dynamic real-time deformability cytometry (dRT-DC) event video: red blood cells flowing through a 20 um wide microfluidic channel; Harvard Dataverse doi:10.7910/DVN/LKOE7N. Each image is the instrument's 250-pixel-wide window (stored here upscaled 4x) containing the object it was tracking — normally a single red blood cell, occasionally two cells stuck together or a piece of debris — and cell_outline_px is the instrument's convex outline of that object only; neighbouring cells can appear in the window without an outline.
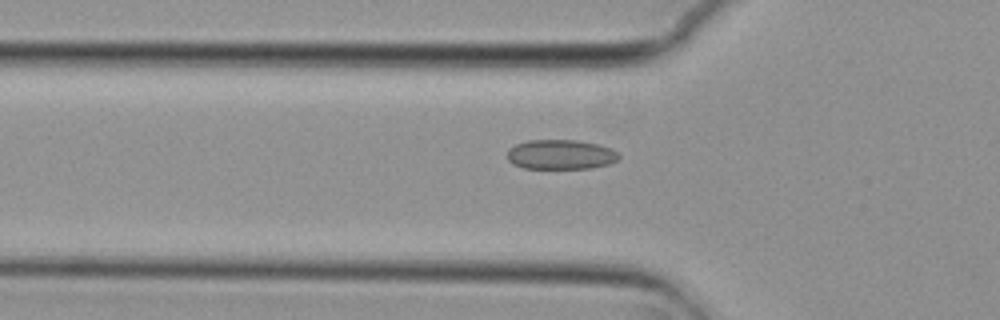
{"species": "common noctule bat (a hibernating species)", "species_latin": "Nyctalus noctula", "temperature_condition": "cold", "stored_images_in_passage": 19, "camera_frame_rate_fps": 3000, "um_per_image_px": 0.085, "animal": {"sex": "female", "body_mass_g": 29.2, "forearm_length_mm": 56.3}, "frame": {"image": 1, "passage_image": 3, "time_ms": 0.667, "image_size_px": [1000, 320], "cell_outline_px": [[620, 156], [616, 160], [608, 164], [592, 168], [524, 168], [512, 164], [508, 160], [508, 148], [516, 144], [528, 140], [576, 140], [596, 144], [612, 148], [620, 152]], "centroid_in_image_um": [47.66, 13.13], "position_along_channel_um": 78.1, "area_um2": 19.36}}
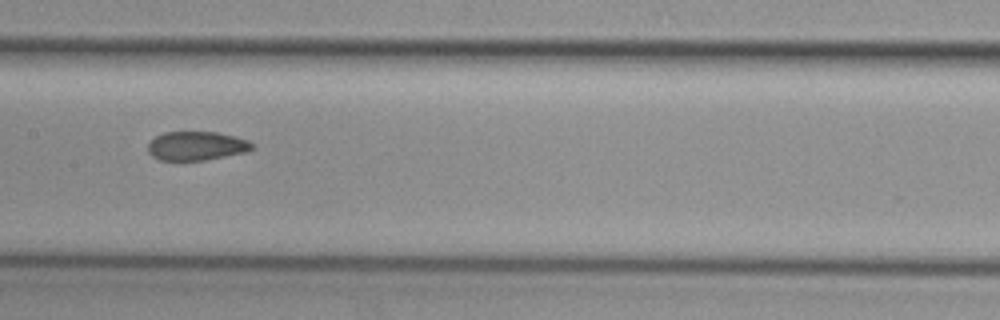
{"frame": {"image": 2, "passage_image": 12, "time_ms": 3.667, "image_size_px": [1000, 320], "cell_outline_px": [[256, 148], [248, 152], [204, 160], [160, 160], [152, 156], [148, 152], [148, 144], [156, 136], [164, 132], [216, 132], [236, 136], [248, 140], [256, 144]], "centroid_in_image_um": [16.77, 12.4], "position_along_channel_um": 190.6, "area_um2": 17.74}}
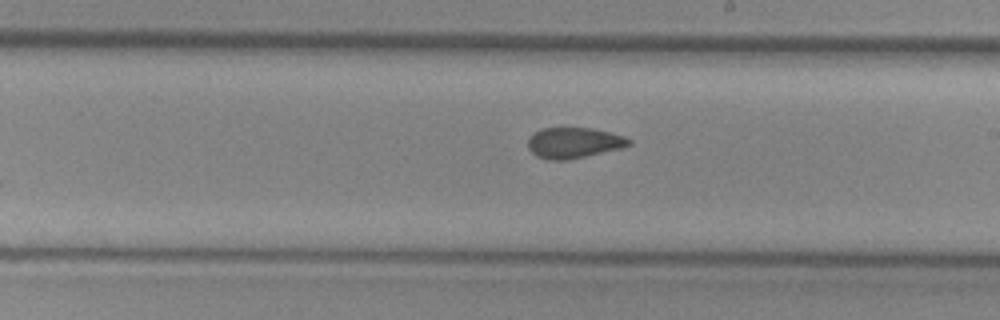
{"frame": {"image": 3, "passage_image": 16, "time_ms": 5.0, "image_size_px": [1000, 320], "cell_outline_px": [[632, 144], [624, 148], [564, 160], [548, 160], [536, 156], [528, 148], [528, 136], [532, 132], [540, 128], [592, 128], [624, 136], [632, 140]], "centroid_in_image_um": [48.75, 12.13], "position_along_channel_um": 240.2, "area_um2": 18.21}}